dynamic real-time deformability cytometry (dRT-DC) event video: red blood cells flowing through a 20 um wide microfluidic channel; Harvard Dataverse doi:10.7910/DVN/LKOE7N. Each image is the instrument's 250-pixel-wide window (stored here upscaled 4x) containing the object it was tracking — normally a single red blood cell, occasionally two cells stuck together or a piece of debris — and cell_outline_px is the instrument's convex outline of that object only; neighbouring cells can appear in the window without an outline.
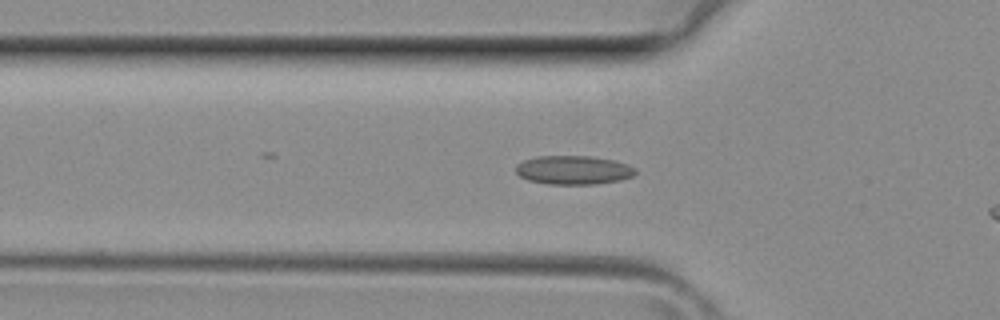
{"species": "common noctule bat (a hibernating species)", "species_latin": "Nyctalus noctula", "temperature_condition": "room temperature", "stored_images_in_passage": 5, "camera_frame_rate_fps": 3000, "um_per_image_px": 0.085, "animal": {"sex": "female", "body_mass_g": 29.2, "forearm_length_mm": 56.3}, "frame": {"image": 1, "passage_image": 3, "time_ms": 0.667, "image_size_px": [1000, 320], "cell_outline_px": [[636, 172], [632, 176], [620, 180], [596, 184], [548, 184], [528, 180], [520, 176], [516, 172], [516, 164], [524, 160], [536, 156], [592, 156], [616, 160], [628, 164], [636, 168]], "centroid_in_image_um": [48.76, 14.44], "position_along_channel_um": 77.0, "area_um2": 20.23}}